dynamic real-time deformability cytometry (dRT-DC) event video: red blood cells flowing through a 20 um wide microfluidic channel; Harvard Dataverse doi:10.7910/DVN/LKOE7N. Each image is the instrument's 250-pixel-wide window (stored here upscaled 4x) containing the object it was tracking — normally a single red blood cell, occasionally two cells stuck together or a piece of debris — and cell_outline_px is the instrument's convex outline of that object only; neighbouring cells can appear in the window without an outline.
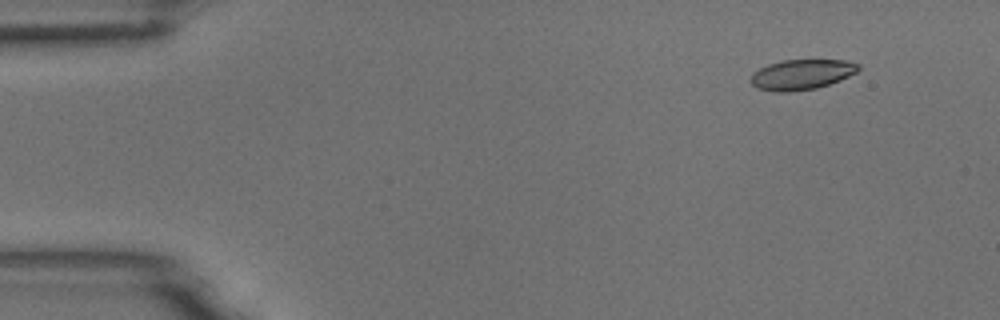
{"species": "common noctule bat (a hibernating species)", "species_latin": "Nyctalus noctula", "temperature_condition": "room temperature", "stored_images_in_passage": 5, "camera_frame_rate_fps": 3000, "um_per_image_px": 0.085, "animal": {"sex": "male", "body_mass_g": 18.8}, "frame": {"image": 1, "passage_image": 2, "time_ms": 0.333, "image_size_px": [1000, 320], "cell_outline_px": [[860, 68], [856, 72], [840, 80], [816, 88], [788, 92], [776, 92], [756, 88], [752, 84], [752, 72], [768, 64], [784, 60], [848, 60], [860, 64]], "centroid_in_image_um": [68.14, 6.33], "position_along_channel_um": 16.9, "area_um2": 18.9}}
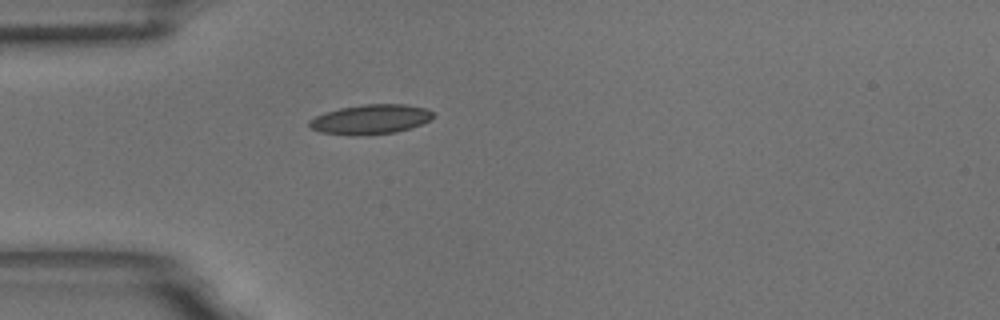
{"frame": {"image": 2, "passage_image": 5, "time_ms": 1.333, "image_size_px": [1000, 320], "cell_outline_px": [[436, 116], [432, 120], [396, 132], [364, 136], [356, 136], [320, 132], [312, 128], [308, 124], [308, 120], [316, 116], [340, 108], [364, 104], [404, 104], [428, 108]], "centroid_in_image_um": [31.53, 10.15], "position_along_channel_um": 53.5, "area_um2": 21.5}}